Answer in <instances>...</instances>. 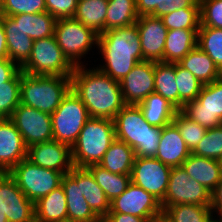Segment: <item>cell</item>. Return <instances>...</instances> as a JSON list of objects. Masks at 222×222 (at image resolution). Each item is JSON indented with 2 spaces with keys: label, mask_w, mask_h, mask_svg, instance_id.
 <instances>
[{
  "label": "cell",
  "mask_w": 222,
  "mask_h": 222,
  "mask_svg": "<svg viewBox=\"0 0 222 222\" xmlns=\"http://www.w3.org/2000/svg\"><path fill=\"white\" fill-rule=\"evenodd\" d=\"M185 116L206 129L222 124V77L204 84L194 101L180 110Z\"/></svg>",
  "instance_id": "obj_10"
},
{
  "label": "cell",
  "mask_w": 222,
  "mask_h": 222,
  "mask_svg": "<svg viewBox=\"0 0 222 222\" xmlns=\"http://www.w3.org/2000/svg\"><path fill=\"white\" fill-rule=\"evenodd\" d=\"M67 205V218L75 222H99L101 219L93 212L81 191V167H73L61 179Z\"/></svg>",
  "instance_id": "obj_19"
},
{
  "label": "cell",
  "mask_w": 222,
  "mask_h": 222,
  "mask_svg": "<svg viewBox=\"0 0 222 222\" xmlns=\"http://www.w3.org/2000/svg\"><path fill=\"white\" fill-rule=\"evenodd\" d=\"M108 213L131 214L142 218H156L163 214L161 202L132 182L110 202Z\"/></svg>",
  "instance_id": "obj_14"
},
{
  "label": "cell",
  "mask_w": 222,
  "mask_h": 222,
  "mask_svg": "<svg viewBox=\"0 0 222 222\" xmlns=\"http://www.w3.org/2000/svg\"><path fill=\"white\" fill-rule=\"evenodd\" d=\"M70 89V76L30 75L22 71L20 104L52 114Z\"/></svg>",
  "instance_id": "obj_4"
},
{
  "label": "cell",
  "mask_w": 222,
  "mask_h": 222,
  "mask_svg": "<svg viewBox=\"0 0 222 222\" xmlns=\"http://www.w3.org/2000/svg\"><path fill=\"white\" fill-rule=\"evenodd\" d=\"M53 140L72 147L84 124L91 118L86 106L72 89L51 114Z\"/></svg>",
  "instance_id": "obj_7"
},
{
  "label": "cell",
  "mask_w": 222,
  "mask_h": 222,
  "mask_svg": "<svg viewBox=\"0 0 222 222\" xmlns=\"http://www.w3.org/2000/svg\"><path fill=\"white\" fill-rule=\"evenodd\" d=\"M200 27L222 29V0H199Z\"/></svg>",
  "instance_id": "obj_44"
},
{
  "label": "cell",
  "mask_w": 222,
  "mask_h": 222,
  "mask_svg": "<svg viewBox=\"0 0 222 222\" xmlns=\"http://www.w3.org/2000/svg\"><path fill=\"white\" fill-rule=\"evenodd\" d=\"M19 70L20 67L16 62L8 58L0 59V84L9 81Z\"/></svg>",
  "instance_id": "obj_46"
},
{
  "label": "cell",
  "mask_w": 222,
  "mask_h": 222,
  "mask_svg": "<svg viewBox=\"0 0 222 222\" xmlns=\"http://www.w3.org/2000/svg\"><path fill=\"white\" fill-rule=\"evenodd\" d=\"M31 163L43 168L68 174L74 167L71 147L56 140H50L27 147V157Z\"/></svg>",
  "instance_id": "obj_17"
},
{
  "label": "cell",
  "mask_w": 222,
  "mask_h": 222,
  "mask_svg": "<svg viewBox=\"0 0 222 222\" xmlns=\"http://www.w3.org/2000/svg\"><path fill=\"white\" fill-rule=\"evenodd\" d=\"M156 218H142L131 214L107 213L104 222H153Z\"/></svg>",
  "instance_id": "obj_47"
},
{
  "label": "cell",
  "mask_w": 222,
  "mask_h": 222,
  "mask_svg": "<svg viewBox=\"0 0 222 222\" xmlns=\"http://www.w3.org/2000/svg\"><path fill=\"white\" fill-rule=\"evenodd\" d=\"M0 207L8 222H32L34 202L20 190L9 173H0Z\"/></svg>",
  "instance_id": "obj_15"
},
{
  "label": "cell",
  "mask_w": 222,
  "mask_h": 222,
  "mask_svg": "<svg viewBox=\"0 0 222 222\" xmlns=\"http://www.w3.org/2000/svg\"><path fill=\"white\" fill-rule=\"evenodd\" d=\"M70 78L71 89L84 103L92 118L114 120L126 105L120 82L98 68L86 70L84 65L75 66Z\"/></svg>",
  "instance_id": "obj_1"
},
{
  "label": "cell",
  "mask_w": 222,
  "mask_h": 222,
  "mask_svg": "<svg viewBox=\"0 0 222 222\" xmlns=\"http://www.w3.org/2000/svg\"><path fill=\"white\" fill-rule=\"evenodd\" d=\"M178 63L189 70L203 85L222 77V72L213 60L198 46L193 48Z\"/></svg>",
  "instance_id": "obj_24"
},
{
  "label": "cell",
  "mask_w": 222,
  "mask_h": 222,
  "mask_svg": "<svg viewBox=\"0 0 222 222\" xmlns=\"http://www.w3.org/2000/svg\"><path fill=\"white\" fill-rule=\"evenodd\" d=\"M173 123L180 131L187 147L192 151L203 139L207 129L185 116L180 110L175 113Z\"/></svg>",
  "instance_id": "obj_42"
},
{
  "label": "cell",
  "mask_w": 222,
  "mask_h": 222,
  "mask_svg": "<svg viewBox=\"0 0 222 222\" xmlns=\"http://www.w3.org/2000/svg\"><path fill=\"white\" fill-rule=\"evenodd\" d=\"M54 37L63 54L74 65H82L81 57L98 44V34L74 17L59 18L55 24Z\"/></svg>",
  "instance_id": "obj_8"
},
{
  "label": "cell",
  "mask_w": 222,
  "mask_h": 222,
  "mask_svg": "<svg viewBox=\"0 0 222 222\" xmlns=\"http://www.w3.org/2000/svg\"><path fill=\"white\" fill-rule=\"evenodd\" d=\"M197 41L198 30H168L164 47V62L178 63L197 46Z\"/></svg>",
  "instance_id": "obj_25"
},
{
  "label": "cell",
  "mask_w": 222,
  "mask_h": 222,
  "mask_svg": "<svg viewBox=\"0 0 222 222\" xmlns=\"http://www.w3.org/2000/svg\"><path fill=\"white\" fill-rule=\"evenodd\" d=\"M0 222H8L6 215L2 213L1 207H0Z\"/></svg>",
  "instance_id": "obj_51"
},
{
  "label": "cell",
  "mask_w": 222,
  "mask_h": 222,
  "mask_svg": "<svg viewBox=\"0 0 222 222\" xmlns=\"http://www.w3.org/2000/svg\"><path fill=\"white\" fill-rule=\"evenodd\" d=\"M177 204L211 205V192L187 175L183 166L172 167L162 210Z\"/></svg>",
  "instance_id": "obj_11"
},
{
  "label": "cell",
  "mask_w": 222,
  "mask_h": 222,
  "mask_svg": "<svg viewBox=\"0 0 222 222\" xmlns=\"http://www.w3.org/2000/svg\"><path fill=\"white\" fill-rule=\"evenodd\" d=\"M207 222H222V220H221L220 216H219V219H217V220H215L212 216Z\"/></svg>",
  "instance_id": "obj_53"
},
{
  "label": "cell",
  "mask_w": 222,
  "mask_h": 222,
  "mask_svg": "<svg viewBox=\"0 0 222 222\" xmlns=\"http://www.w3.org/2000/svg\"><path fill=\"white\" fill-rule=\"evenodd\" d=\"M211 210L215 211L219 216L222 215V179L216 186V188L211 192Z\"/></svg>",
  "instance_id": "obj_48"
},
{
  "label": "cell",
  "mask_w": 222,
  "mask_h": 222,
  "mask_svg": "<svg viewBox=\"0 0 222 222\" xmlns=\"http://www.w3.org/2000/svg\"><path fill=\"white\" fill-rule=\"evenodd\" d=\"M168 30L200 28V7H188L175 10L160 17Z\"/></svg>",
  "instance_id": "obj_40"
},
{
  "label": "cell",
  "mask_w": 222,
  "mask_h": 222,
  "mask_svg": "<svg viewBox=\"0 0 222 222\" xmlns=\"http://www.w3.org/2000/svg\"><path fill=\"white\" fill-rule=\"evenodd\" d=\"M197 46L201 48L222 72V29L200 27Z\"/></svg>",
  "instance_id": "obj_37"
},
{
  "label": "cell",
  "mask_w": 222,
  "mask_h": 222,
  "mask_svg": "<svg viewBox=\"0 0 222 222\" xmlns=\"http://www.w3.org/2000/svg\"><path fill=\"white\" fill-rule=\"evenodd\" d=\"M154 92L165 98L179 111V92L176 83L175 63L155 62Z\"/></svg>",
  "instance_id": "obj_31"
},
{
  "label": "cell",
  "mask_w": 222,
  "mask_h": 222,
  "mask_svg": "<svg viewBox=\"0 0 222 222\" xmlns=\"http://www.w3.org/2000/svg\"><path fill=\"white\" fill-rule=\"evenodd\" d=\"M78 0H45L47 11L56 19L74 17Z\"/></svg>",
  "instance_id": "obj_45"
},
{
  "label": "cell",
  "mask_w": 222,
  "mask_h": 222,
  "mask_svg": "<svg viewBox=\"0 0 222 222\" xmlns=\"http://www.w3.org/2000/svg\"><path fill=\"white\" fill-rule=\"evenodd\" d=\"M20 69L30 75L71 76L75 66L63 54L53 35L33 41L30 57Z\"/></svg>",
  "instance_id": "obj_6"
},
{
  "label": "cell",
  "mask_w": 222,
  "mask_h": 222,
  "mask_svg": "<svg viewBox=\"0 0 222 222\" xmlns=\"http://www.w3.org/2000/svg\"><path fill=\"white\" fill-rule=\"evenodd\" d=\"M115 139L127 143L139 157H155L162 128L150 125L138 105L126 104L114 118Z\"/></svg>",
  "instance_id": "obj_3"
},
{
  "label": "cell",
  "mask_w": 222,
  "mask_h": 222,
  "mask_svg": "<svg viewBox=\"0 0 222 222\" xmlns=\"http://www.w3.org/2000/svg\"><path fill=\"white\" fill-rule=\"evenodd\" d=\"M10 119L22 135L26 147L53 140L51 114L19 104Z\"/></svg>",
  "instance_id": "obj_13"
},
{
  "label": "cell",
  "mask_w": 222,
  "mask_h": 222,
  "mask_svg": "<svg viewBox=\"0 0 222 222\" xmlns=\"http://www.w3.org/2000/svg\"><path fill=\"white\" fill-rule=\"evenodd\" d=\"M153 222H171L169 219H167L163 214L160 216H157L156 219Z\"/></svg>",
  "instance_id": "obj_50"
},
{
  "label": "cell",
  "mask_w": 222,
  "mask_h": 222,
  "mask_svg": "<svg viewBox=\"0 0 222 222\" xmlns=\"http://www.w3.org/2000/svg\"><path fill=\"white\" fill-rule=\"evenodd\" d=\"M54 222H75V221H73L72 219L66 218V219L57 220V221H54Z\"/></svg>",
  "instance_id": "obj_52"
},
{
  "label": "cell",
  "mask_w": 222,
  "mask_h": 222,
  "mask_svg": "<svg viewBox=\"0 0 222 222\" xmlns=\"http://www.w3.org/2000/svg\"><path fill=\"white\" fill-rule=\"evenodd\" d=\"M219 161H220V164H221V169H222V158H221Z\"/></svg>",
  "instance_id": "obj_54"
},
{
  "label": "cell",
  "mask_w": 222,
  "mask_h": 222,
  "mask_svg": "<svg viewBox=\"0 0 222 222\" xmlns=\"http://www.w3.org/2000/svg\"><path fill=\"white\" fill-rule=\"evenodd\" d=\"M21 69L7 82L0 84V118H10L20 104Z\"/></svg>",
  "instance_id": "obj_39"
},
{
  "label": "cell",
  "mask_w": 222,
  "mask_h": 222,
  "mask_svg": "<svg viewBox=\"0 0 222 222\" xmlns=\"http://www.w3.org/2000/svg\"><path fill=\"white\" fill-rule=\"evenodd\" d=\"M27 157L22 135L10 118H0V173H8Z\"/></svg>",
  "instance_id": "obj_20"
},
{
  "label": "cell",
  "mask_w": 222,
  "mask_h": 222,
  "mask_svg": "<svg viewBox=\"0 0 222 222\" xmlns=\"http://www.w3.org/2000/svg\"><path fill=\"white\" fill-rule=\"evenodd\" d=\"M191 153L197 156L220 160L222 158V124L207 129L203 139Z\"/></svg>",
  "instance_id": "obj_41"
},
{
  "label": "cell",
  "mask_w": 222,
  "mask_h": 222,
  "mask_svg": "<svg viewBox=\"0 0 222 222\" xmlns=\"http://www.w3.org/2000/svg\"><path fill=\"white\" fill-rule=\"evenodd\" d=\"M163 215L171 222H207L213 216V212L210 206L177 204L168 206Z\"/></svg>",
  "instance_id": "obj_36"
},
{
  "label": "cell",
  "mask_w": 222,
  "mask_h": 222,
  "mask_svg": "<svg viewBox=\"0 0 222 222\" xmlns=\"http://www.w3.org/2000/svg\"><path fill=\"white\" fill-rule=\"evenodd\" d=\"M142 48L143 59L164 62V47L168 29L160 17L139 16L136 22Z\"/></svg>",
  "instance_id": "obj_18"
},
{
  "label": "cell",
  "mask_w": 222,
  "mask_h": 222,
  "mask_svg": "<svg viewBox=\"0 0 222 222\" xmlns=\"http://www.w3.org/2000/svg\"><path fill=\"white\" fill-rule=\"evenodd\" d=\"M8 58L6 35L3 28L2 16L0 15V59Z\"/></svg>",
  "instance_id": "obj_49"
},
{
  "label": "cell",
  "mask_w": 222,
  "mask_h": 222,
  "mask_svg": "<svg viewBox=\"0 0 222 222\" xmlns=\"http://www.w3.org/2000/svg\"><path fill=\"white\" fill-rule=\"evenodd\" d=\"M190 154L177 126L173 122L164 126L155 158L172 168L182 166Z\"/></svg>",
  "instance_id": "obj_21"
},
{
  "label": "cell",
  "mask_w": 222,
  "mask_h": 222,
  "mask_svg": "<svg viewBox=\"0 0 222 222\" xmlns=\"http://www.w3.org/2000/svg\"><path fill=\"white\" fill-rule=\"evenodd\" d=\"M175 75L179 92V110L190 101H194L203 87V84L179 63H175Z\"/></svg>",
  "instance_id": "obj_38"
},
{
  "label": "cell",
  "mask_w": 222,
  "mask_h": 222,
  "mask_svg": "<svg viewBox=\"0 0 222 222\" xmlns=\"http://www.w3.org/2000/svg\"><path fill=\"white\" fill-rule=\"evenodd\" d=\"M8 173L25 196L34 203L59 187L63 177L61 172L40 167L28 159L21 160Z\"/></svg>",
  "instance_id": "obj_9"
},
{
  "label": "cell",
  "mask_w": 222,
  "mask_h": 222,
  "mask_svg": "<svg viewBox=\"0 0 222 222\" xmlns=\"http://www.w3.org/2000/svg\"><path fill=\"white\" fill-rule=\"evenodd\" d=\"M171 167L155 157L136 156L131 171V182L152 194L160 202L164 200Z\"/></svg>",
  "instance_id": "obj_12"
},
{
  "label": "cell",
  "mask_w": 222,
  "mask_h": 222,
  "mask_svg": "<svg viewBox=\"0 0 222 222\" xmlns=\"http://www.w3.org/2000/svg\"><path fill=\"white\" fill-rule=\"evenodd\" d=\"M81 191L93 212L103 219L110 211V201L87 168L81 167Z\"/></svg>",
  "instance_id": "obj_32"
},
{
  "label": "cell",
  "mask_w": 222,
  "mask_h": 222,
  "mask_svg": "<svg viewBox=\"0 0 222 222\" xmlns=\"http://www.w3.org/2000/svg\"><path fill=\"white\" fill-rule=\"evenodd\" d=\"M35 219L39 222H54L67 218L66 196L60 185L34 203Z\"/></svg>",
  "instance_id": "obj_28"
},
{
  "label": "cell",
  "mask_w": 222,
  "mask_h": 222,
  "mask_svg": "<svg viewBox=\"0 0 222 222\" xmlns=\"http://www.w3.org/2000/svg\"><path fill=\"white\" fill-rule=\"evenodd\" d=\"M125 104L137 105L155 88V61H142L120 81Z\"/></svg>",
  "instance_id": "obj_16"
},
{
  "label": "cell",
  "mask_w": 222,
  "mask_h": 222,
  "mask_svg": "<svg viewBox=\"0 0 222 222\" xmlns=\"http://www.w3.org/2000/svg\"><path fill=\"white\" fill-rule=\"evenodd\" d=\"M105 65L97 67L112 79L120 82L143 59L137 24L110 29L98 35Z\"/></svg>",
  "instance_id": "obj_2"
},
{
  "label": "cell",
  "mask_w": 222,
  "mask_h": 222,
  "mask_svg": "<svg viewBox=\"0 0 222 222\" xmlns=\"http://www.w3.org/2000/svg\"><path fill=\"white\" fill-rule=\"evenodd\" d=\"M188 7H200L199 0H136L139 16L162 17L175 10Z\"/></svg>",
  "instance_id": "obj_35"
},
{
  "label": "cell",
  "mask_w": 222,
  "mask_h": 222,
  "mask_svg": "<svg viewBox=\"0 0 222 222\" xmlns=\"http://www.w3.org/2000/svg\"><path fill=\"white\" fill-rule=\"evenodd\" d=\"M187 175L212 192L222 179V169L219 160L190 154L183 162Z\"/></svg>",
  "instance_id": "obj_22"
},
{
  "label": "cell",
  "mask_w": 222,
  "mask_h": 222,
  "mask_svg": "<svg viewBox=\"0 0 222 222\" xmlns=\"http://www.w3.org/2000/svg\"><path fill=\"white\" fill-rule=\"evenodd\" d=\"M144 116V119L152 126L163 128L174 120L178 111L165 98L157 93L149 94L142 102L137 104Z\"/></svg>",
  "instance_id": "obj_26"
},
{
  "label": "cell",
  "mask_w": 222,
  "mask_h": 222,
  "mask_svg": "<svg viewBox=\"0 0 222 222\" xmlns=\"http://www.w3.org/2000/svg\"><path fill=\"white\" fill-rule=\"evenodd\" d=\"M108 0H78L74 18L100 35L106 31Z\"/></svg>",
  "instance_id": "obj_29"
},
{
  "label": "cell",
  "mask_w": 222,
  "mask_h": 222,
  "mask_svg": "<svg viewBox=\"0 0 222 222\" xmlns=\"http://www.w3.org/2000/svg\"><path fill=\"white\" fill-rule=\"evenodd\" d=\"M135 157L134 149L127 143L115 139L99 165L111 173L131 175Z\"/></svg>",
  "instance_id": "obj_27"
},
{
  "label": "cell",
  "mask_w": 222,
  "mask_h": 222,
  "mask_svg": "<svg viewBox=\"0 0 222 222\" xmlns=\"http://www.w3.org/2000/svg\"><path fill=\"white\" fill-rule=\"evenodd\" d=\"M138 17L136 0H108L106 31L133 25Z\"/></svg>",
  "instance_id": "obj_33"
},
{
  "label": "cell",
  "mask_w": 222,
  "mask_h": 222,
  "mask_svg": "<svg viewBox=\"0 0 222 222\" xmlns=\"http://www.w3.org/2000/svg\"><path fill=\"white\" fill-rule=\"evenodd\" d=\"M87 169L103 189L110 202L115 197L120 196L131 183L130 175L111 173L99 164L88 166Z\"/></svg>",
  "instance_id": "obj_34"
},
{
  "label": "cell",
  "mask_w": 222,
  "mask_h": 222,
  "mask_svg": "<svg viewBox=\"0 0 222 222\" xmlns=\"http://www.w3.org/2000/svg\"><path fill=\"white\" fill-rule=\"evenodd\" d=\"M1 16L6 35L8 59L13 62L16 61L21 67L30 57L34 40L25 34L20 24L16 23L10 16Z\"/></svg>",
  "instance_id": "obj_23"
},
{
  "label": "cell",
  "mask_w": 222,
  "mask_h": 222,
  "mask_svg": "<svg viewBox=\"0 0 222 222\" xmlns=\"http://www.w3.org/2000/svg\"><path fill=\"white\" fill-rule=\"evenodd\" d=\"M45 0H1L0 15L36 14L46 12Z\"/></svg>",
  "instance_id": "obj_43"
},
{
  "label": "cell",
  "mask_w": 222,
  "mask_h": 222,
  "mask_svg": "<svg viewBox=\"0 0 222 222\" xmlns=\"http://www.w3.org/2000/svg\"><path fill=\"white\" fill-rule=\"evenodd\" d=\"M114 140V121L91 117L71 147L73 165L87 168L99 164Z\"/></svg>",
  "instance_id": "obj_5"
},
{
  "label": "cell",
  "mask_w": 222,
  "mask_h": 222,
  "mask_svg": "<svg viewBox=\"0 0 222 222\" xmlns=\"http://www.w3.org/2000/svg\"><path fill=\"white\" fill-rule=\"evenodd\" d=\"M33 40L43 39L54 35L57 19L48 11L36 14H17L10 16Z\"/></svg>",
  "instance_id": "obj_30"
}]
</instances>
